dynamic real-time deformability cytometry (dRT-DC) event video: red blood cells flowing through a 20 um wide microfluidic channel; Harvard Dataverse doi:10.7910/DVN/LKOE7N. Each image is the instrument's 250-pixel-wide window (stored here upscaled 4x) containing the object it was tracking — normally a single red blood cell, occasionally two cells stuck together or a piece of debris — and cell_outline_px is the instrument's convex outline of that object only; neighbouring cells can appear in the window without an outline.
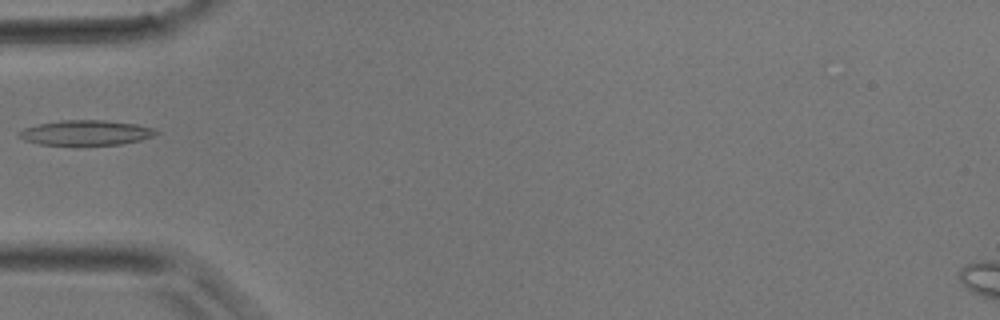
{"species": "common noctule bat (a hibernating species)", "species_latin": "Nyctalus noctula", "temperature_condition": "room temperature", "stored_images_in_passage": 3, "camera_frame_rate_fps": 3000, "um_per_image_px": 0.085, "animal": {"sex": "male", "body_mass_g": 17.9}, "frame": {"image": 1, "passage_image": 3, "time_ms": 4.0, "image_size_px": [1000, 320], "cell_outline_px": [[160, 132], [152, 136], [140, 140], [120, 144], [72, 148], [40, 144], [24, 140], [16, 136], [16, 132], [24, 128], [40, 124], [60, 120], [104, 120], [136, 124], [152, 128]], "centroid_in_image_um": [7.22, 11.33], "position_along_channel_um": 77.8, "area_um2": 20.87}}